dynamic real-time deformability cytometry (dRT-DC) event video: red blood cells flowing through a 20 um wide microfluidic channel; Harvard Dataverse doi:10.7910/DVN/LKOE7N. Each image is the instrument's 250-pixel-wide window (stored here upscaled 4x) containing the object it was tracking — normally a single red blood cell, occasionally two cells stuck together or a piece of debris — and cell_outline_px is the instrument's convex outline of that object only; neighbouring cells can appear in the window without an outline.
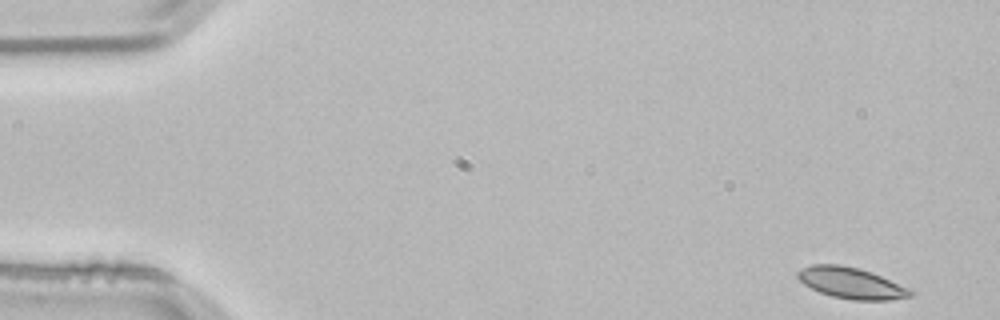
{"species": "common noctule bat (a hibernating species)", "species_latin": "Nyctalus noctula", "temperature_condition": "room temperature", "stored_images_in_passage": 51, "camera_frame_rate_fps": 3000, "um_per_image_px": 0.085, "animal": {"sex": "male", "body_mass_g": 21.5, "forearm_length_mm": 52.0}, "frame": {"image": 1, "passage_image": 1, "time_ms": 0.0, "image_size_px": [1000, 320], "cell_outline_px": [[912, 296], [888, 300], [852, 300], [832, 296], [820, 292], [804, 284], [796, 276], [796, 272], [800, 268], [812, 264], [840, 264], [872, 272], [908, 288], [912, 292]], "centroid_in_image_um": [72.3, 24.05], "position_along_channel_um": 12.7, "area_um2": 20.29}}
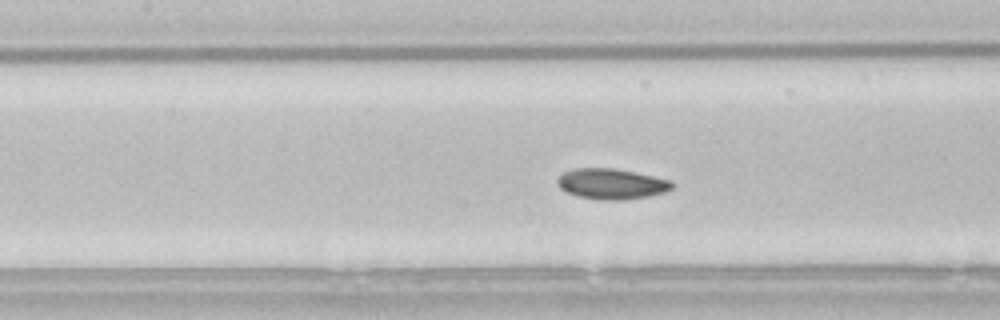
{"frame": {"image": 2, "passage_image": 22, "time_ms": 7.0, "image_size_px": [1000, 320], "cell_outline_px": [[672, 188], [664, 192], [648, 196], [624, 200], [604, 200], [580, 196], [568, 192], [560, 188], [556, 180], [564, 172], [572, 168], [612, 168], [636, 172], [672, 180]], "centroid_in_image_um": [51.99, 15.62], "position_along_channel_um": 155.4, "area_um2": 20.29}}
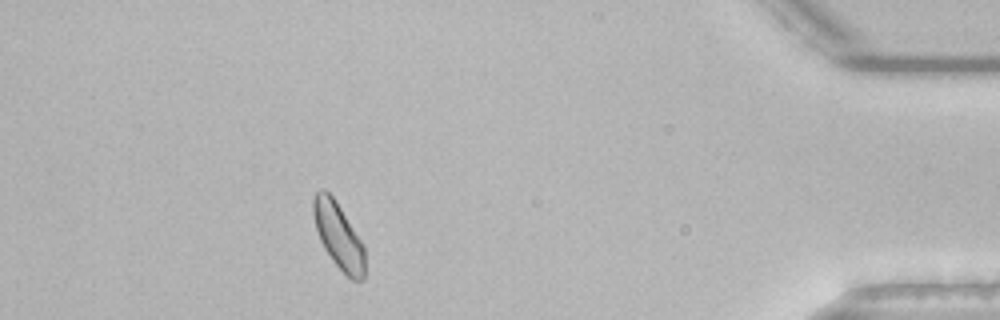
{"frame": {"image": 3, "passage_image": 46, "time_ms": 15.0, "image_size_px": [1000, 320], "cell_outline_px": [[364, 280], [352, 280], [332, 260], [324, 248], [320, 240], [316, 228], [312, 212], [312, 200], [316, 192], [320, 188], [324, 188], [336, 200], [364, 244]], "centroid_in_image_um": [28.76, 19.99], "position_along_channel_um": 406.4, "area_um2": 19.83}, "authors_computed_cell_mechanics": {"area_um2": 19.9988, "velocity_mm_per_s": 3.7989, "shape_relaxation_time_tau1_ms": 4.2712, "shape_relaxation_time_tau2_ms": 4.3844, "deformation_change_tau1": 0.0667, "deformation_change_tau2": 0.0832}}